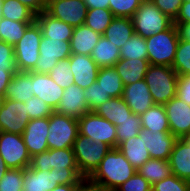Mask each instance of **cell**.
Instances as JSON below:
<instances>
[{"label":"cell","instance_id":"cell-1","mask_svg":"<svg viewBox=\"0 0 190 191\" xmlns=\"http://www.w3.org/2000/svg\"><path fill=\"white\" fill-rule=\"evenodd\" d=\"M137 169L124 157L118 148H111L88 179L115 191L118 186L131 178Z\"/></svg>","mask_w":190,"mask_h":191},{"label":"cell","instance_id":"cell-2","mask_svg":"<svg viewBox=\"0 0 190 191\" xmlns=\"http://www.w3.org/2000/svg\"><path fill=\"white\" fill-rule=\"evenodd\" d=\"M177 79L178 74L171 66L149 65L144 80L155 104L165 105L176 96Z\"/></svg>","mask_w":190,"mask_h":191},{"label":"cell","instance_id":"cell-3","mask_svg":"<svg viewBox=\"0 0 190 191\" xmlns=\"http://www.w3.org/2000/svg\"><path fill=\"white\" fill-rule=\"evenodd\" d=\"M149 64L172 66L179 42L176 25L145 38Z\"/></svg>","mask_w":190,"mask_h":191},{"label":"cell","instance_id":"cell-4","mask_svg":"<svg viewBox=\"0 0 190 191\" xmlns=\"http://www.w3.org/2000/svg\"><path fill=\"white\" fill-rule=\"evenodd\" d=\"M134 31L143 38L169 29L173 20L165 15L151 0H144L132 16Z\"/></svg>","mask_w":190,"mask_h":191},{"label":"cell","instance_id":"cell-5","mask_svg":"<svg viewBox=\"0 0 190 191\" xmlns=\"http://www.w3.org/2000/svg\"><path fill=\"white\" fill-rule=\"evenodd\" d=\"M111 147L103 142H95L78 133L73 145L75 161L80 174L88 178L110 151Z\"/></svg>","mask_w":190,"mask_h":191},{"label":"cell","instance_id":"cell-6","mask_svg":"<svg viewBox=\"0 0 190 191\" xmlns=\"http://www.w3.org/2000/svg\"><path fill=\"white\" fill-rule=\"evenodd\" d=\"M42 36L41 27L35 20L27 27L22 38L14 45L17 71L29 72L35 68L39 58V46Z\"/></svg>","mask_w":190,"mask_h":191},{"label":"cell","instance_id":"cell-7","mask_svg":"<svg viewBox=\"0 0 190 191\" xmlns=\"http://www.w3.org/2000/svg\"><path fill=\"white\" fill-rule=\"evenodd\" d=\"M47 143L49 149L73 148L79 129L76 118L53 112L49 116Z\"/></svg>","mask_w":190,"mask_h":191},{"label":"cell","instance_id":"cell-8","mask_svg":"<svg viewBox=\"0 0 190 191\" xmlns=\"http://www.w3.org/2000/svg\"><path fill=\"white\" fill-rule=\"evenodd\" d=\"M78 121L79 134L117 148L116 126L94 111L82 115Z\"/></svg>","mask_w":190,"mask_h":191},{"label":"cell","instance_id":"cell-9","mask_svg":"<svg viewBox=\"0 0 190 191\" xmlns=\"http://www.w3.org/2000/svg\"><path fill=\"white\" fill-rule=\"evenodd\" d=\"M0 155L9 169H25L31 164V156L20 134L0 132Z\"/></svg>","mask_w":190,"mask_h":191},{"label":"cell","instance_id":"cell-10","mask_svg":"<svg viewBox=\"0 0 190 191\" xmlns=\"http://www.w3.org/2000/svg\"><path fill=\"white\" fill-rule=\"evenodd\" d=\"M70 41L50 40L42 36L39 46V58L32 72L48 74L58 61L71 56Z\"/></svg>","mask_w":190,"mask_h":191},{"label":"cell","instance_id":"cell-11","mask_svg":"<svg viewBox=\"0 0 190 191\" xmlns=\"http://www.w3.org/2000/svg\"><path fill=\"white\" fill-rule=\"evenodd\" d=\"M30 167L35 170H79L73 148L48 149L31 157Z\"/></svg>","mask_w":190,"mask_h":191},{"label":"cell","instance_id":"cell-12","mask_svg":"<svg viewBox=\"0 0 190 191\" xmlns=\"http://www.w3.org/2000/svg\"><path fill=\"white\" fill-rule=\"evenodd\" d=\"M29 121L30 118L24 102L4 99L0 108V132L22 135Z\"/></svg>","mask_w":190,"mask_h":191},{"label":"cell","instance_id":"cell-13","mask_svg":"<svg viewBox=\"0 0 190 191\" xmlns=\"http://www.w3.org/2000/svg\"><path fill=\"white\" fill-rule=\"evenodd\" d=\"M87 6L83 0H50L46 12L73 27L84 24Z\"/></svg>","mask_w":190,"mask_h":191},{"label":"cell","instance_id":"cell-14","mask_svg":"<svg viewBox=\"0 0 190 191\" xmlns=\"http://www.w3.org/2000/svg\"><path fill=\"white\" fill-rule=\"evenodd\" d=\"M170 133L177 139L190 135V105L173 97L165 105Z\"/></svg>","mask_w":190,"mask_h":191},{"label":"cell","instance_id":"cell-15","mask_svg":"<svg viewBox=\"0 0 190 191\" xmlns=\"http://www.w3.org/2000/svg\"><path fill=\"white\" fill-rule=\"evenodd\" d=\"M48 129L49 117L33 119L27 124L22 137L31 157L49 149L47 143Z\"/></svg>","mask_w":190,"mask_h":191},{"label":"cell","instance_id":"cell-16","mask_svg":"<svg viewBox=\"0 0 190 191\" xmlns=\"http://www.w3.org/2000/svg\"><path fill=\"white\" fill-rule=\"evenodd\" d=\"M69 65L74 76V84L82 89L88 88L97 79L99 66L89 55L71 54Z\"/></svg>","mask_w":190,"mask_h":191},{"label":"cell","instance_id":"cell-17","mask_svg":"<svg viewBox=\"0 0 190 191\" xmlns=\"http://www.w3.org/2000/svg\"><path fill=\"white\" fill-rule=\"evenodd\" d=\"M83 91L84 89L75 84H71L69 87L65 88L61 100L54 112L76 119L88 113L89 109L87 108V101Z\"/></svg>","mask_w":190,"mask_h":191},{"label":"cell","instance_id":"cell-18","mask_svg":"<svg viewBox=\"0 0 190 191\" xmlns=\"http://www.w3.org/2000/svg\"><path fill=\"white\" fill-rule=\"evenodd\" d=\"M122 98L138 116L155 104L144 79L124 86Z\"/></svg>","mask_w":190,"mask_h":191},{"label":"cell","instance_id":"cell-19","mask_svg":"<svg viewBox=\"0 0 190 191\" xmlns=\"http://www.w3.org/2000/svg\"><path fill=\"white\" fill-rule=\"evenodd\" d=\"M32 88L35 97L41 98L52 110L58 106L64 89L49 74L32 72Z\"/></svg>","mask_w":190,"mask_h":191},{"label":"cell","instance_id":"cell-20","mask_svg":"<svg viewBox=\"0 0 190 191\" xmlns=\"http://www.w3.org/2000/svg\"><path fill=\"white\" fill-rule=\"evenodd\" d=\"M140 135L144 137V144L151 158L168 161L177 138L170 132L152 133L141 129Z\"/></svg>","mask_w":190,"mask_h":191},{"label":"cell","instance_id":"cell-21","mask_svg":"<svg viewBox=\"0 0 190 191\" xmlns=\"http://www.w3.org/2000/svg\"><path fill=\"white\" fill-rule=\"evenodd\" d=\"M36 21L41 27L42 34L50 40L70 41L74 27L61 20L53 18L46 11L36 15Z\"/></svg>","mask_w":190,"mask_h":191},{"label":"cell","instance_id":"cell-22","mask_svg":"<svg viewBox=\"0 0 190 191\" xmlns=\"http://www.w3.org/2000/svg\"><path fill=\"white\" fill-rule=\"evenodd\" d=\"M172 174L190 182V145L184 139H177L170 154Z\"/></svg>","mask_w":190,"mask_h":191},{"label":"cell","instance_id":"cell-23","mask_svg":"<svg viewBox=\"0 0 190 191\" xmlns=\"http://www.w3.org/2000/svg\"><path fill=\"white\" fill-rule=\"evenodd\" d=\"M101 36L85 24L74 27L73 35L70 39L71 53L90 56Z\"/></svg>","mask_w":190,"mask_h":191},{"label":"cell","instance_id":"cell-24","mask_svg":"<svg viewBox=\"0 0 190 191\" xmlns=\"http://www.w3.org/2000/svg\"><path fill=\"white\" fill-rule=\"evenodd\" d=\"M33 96L32 71H17L14 73L10 83L6 88L4 97L10 100L26 102Z\"/></svg>","mask_w":190,"mask_h":191},{"label":"cell","instance_id":"cell-25","mask_svg":"<svg viewBox=\"0 0 190 191\" xmlns=\"http://www.w3.org/2000/svg\"><path fill=\"white\" fill-rule=\"evenodd\" d=\"M148 59H123L116 64L115 69L120 75L124 86L143 80L149 67Z\"/></svg>","mask_w":190,"mask_h":191},{"label":"cell","instance_id":"cell-26","mask_svg":"<svg viewBox=\"0 0 190 191\" xmlns=\"http://www.w3.org/2000/svg\"><path fill=\"white\" fill-rule=\"evenodd\" d=\"M22 184L23 191H49L58 185L53 169L40 171L30 166L24 169Z\"/></svg>","mask_w":190,"mask_h":191},{"label":"cell","instance_id":"cell-27","mask_svg":"<svg viewBox=\"0 0 190 191\" xmlns=\"http://www.w3.org/2000/svg\"><path fill=\"white\" fill-rule=\"evenodd\" d=\"M96 114L107 119L115 126L130 118L134 113L122 97H111L94 110Z\"/></svg>","mask_w":190,"mask_h":191},{"label":"cell","instance_id":"cell-28","mask_svg":"<svg viewBox=\"0 0 190 191\" xmlns=\"http://www.w3.org/2000/svg\"><path fill=\"white\" fill-rule=\"evenodd\" d=\"M117 148L135 169H139L147 160L151 159L144 144V137L140 134L121 142Z\"/></svg>","mask_w":190,"mask_h":191},{"label":"cell","instance_id":"cell-29","mask_svg":"<svg viewBox=\"0 0 190 191\" xmlns=\"http://www.w3.org/2000/svg\"><path fill=\"white\" fill-rule=\"evenodd\" d=\"M90 56L99 68L114 67L121 59L120 49L104 36L100 37Z\"/></svg>","mask_w":190,"mask_h":191},{"label":"cell","instance_id":"cell-30","mask_svg":"<svg viewBox=\"0 0 190 191\" xmlns=\"http://www.w3.org/2000/svg\"><path fill=\"white\" fill-rule=\"evenodd\" d=\"M134 34L135 31L131 18L114 17L102 36L120 49Z\"/></svg>","mask_w":190,"mask_h":191},{"label":"cell","instance_id":"cell-31","mask_svg":"<svg viewBox=\"0 0 190 191\" xmlns=\"http://www.w3.org/2000/svg\"><path fill=\"white\" fill-rule=\"evenodd\" d=\"M141 117L142 129L152 133L170 132L167 114L164 105L154 104Z\"/></svg>","mask_w":190,"mask_h":191},{"label":"cell","instance_id":"cell-32","mask_svg":"<svg viewBox=\"0 0 190 191\" xmlns=\"http://www.w3.org/2000/svg\"><path fill=\"white\" fill-rule=\"evenodd\" d=\"M137 172L143 176L151 186L172 174L169 161L156 158L147 160L139 169H137Z\"/></svg>","mask_w":190,"mask_h":191},{"label":"cell","instance_id":"cell-33","mask_svg":"<svg viewBox=\"0 0 190 191\" xmlns=\"http://www.w3.org/2000/svg\"><path fill=\"white\" fill-rule=\"evenodd\" d=\"M97 82L111 97H122L124 85L115 67L99 68Z\"/></svg>","mask_w":190,"mask_h":191},{"label":"cell","instance_id":"cell-34","mask_svg":"<svg viewBox=\"0 0 190 191\" xmlns=\"http://www.w3.org/2000/svg\"><path fill=\"white\" fill-rule=\"evenodd\" d=\"M2 17L19 22H34L36 14L18 0H3Z\"/></svg>","mask_w":190,"mask_h":191},{"label":"cell","instance_id":"cell-35","mask_svg":"<svg viewBox=\"0 0 190 191\" xmlns=\"http://www.w3.org/2000/svg\"><path fill=\"white\" fill-rule=\"evenodd\" d=\"M31 23L33 22L12 21L2 17L0 19V40L14 46Z\"/></svg>","mask_w":190,"mask_h":191},{"label":"cell","instance_id":"cell-36","mask_svg":"<svg viewBox=\"0 0 190 191\" xmlns=\"http://www.w3.org/2000/svg\"><path fill=\"white\" fill-rule=\"evenodd\" d=\"M114 17L110 9H88L84 24L100 35H103Z\"/></svg>","mask_w":190,"mask_h":191},{"label":"cell","instance_id":"cell-37","mask_svg":"<svg viewBox=\"0 0 190 191\" xmlns=\"http://www.w3.org/2000/svg\"><path fill=\"white\" fill-rule=\"evenodd\" d=\"M120 58L147 59V46L145 38L135 33L120 48Z\"/></svg>","mask_w":190,"mask_h":191},{"label":"cell","instance_id":"cell-38","mask_svg":"<svg viewBox=\"0 0 190 191\" xmlns=\"http://www.w3.org/2000/svg\"><path fill=\"white\" fill-rule=\"evenodd\" d=\"M171 67L178 76L190 75V41L179 39Z\"/></svg>","mask_w":190,"mask_h":191},{"label":"cell","instance_id":"cell-39","mask_svg":"<svg viewBox=\"0 0 190 191\" xmlns=\"http://www.w3.org/2000/svg\"><path fill=\"white\" fill-rule=\"evenodd\" d=\"M141 129V117L137 114H133L130 118L120 122V125L116 126L117 146L131 137L139 135Z\"/></svg>","mask_w":190,"mask_h":191},{"label":"cell","instance_id":"cell-40","mask_svg":"<svg viewBox=\"0 0 190 191\" xmlns=\"http://www.w3.org/2000/svg\"><path fill=\"white\" fill-rule=\"evenodd\" d=\"M48 74L63 89L74 84V76L70 69L69 59L58 61Z\"/></svg>","mask_w":190,"mask_h":191},{"label":"cell","instance_id":"cell-41","mask_svg":"<svg viewBox=\"0 0 190 191\" xmlns=\"http://www.w3.org/2000/svg\"><path fill=\"white\" fill-rule=\"evenodd\" d=\"M83 94L87 101V108L89 111H94L102 103L108 101L111 96L102 89L101 84L97 80L88 88L84 89Z\"/></svg>","mask_w":190,"mask_h":191},{"label":"cell","instance_id":"cell-42","mask_svg":"<svg viewBox=\"0 0 190 191\" xmlns=\"http://www.w3.org/2000/svg\"><path fill=\"white\" fill-rule=\"evenodd\" d=\"M144 0H109V9L115 17L132 18Z\"/></svg>","mask_w":190,"mask_h":191},{"label":"cell","instance_id":"cell-43","mask_svg":"<svg viewBox=\"0 0 190 191\" xmlns=\"http://www.w3.org/2000/svg\"><path fill=\"white\" fill-rule=\"evenodd\" d=\"M24 169H8L0 180V191H23Z\"/></svg>","mask_w":190,"mask_h":191},{"label":"cell","instance_id":"cell-44","mask_svg":"<svg viewBox=\"0 0 190 191\" xmlns=\"http://www.w3.org/2000/svg\"><path fill=\"white\" fill-rule=\"evenodd\" d=\"M152 191H190V182L171 174L154 184Z\"/></svg>","mask_w":190,"mask_h":191},{"label":"cell","instance_id":"cell-45","mask_svg":"<svg viewBox=\"0 0 190 191\" xmlns=\"http://www.w3.org/2000/svg\"><path fill=\"white\" fill-rule=\"evenodd\" d=\"M24 103L30 120L49 117L54 112L41 98L35 96Z\"/></svg>","mask_w":190,"mask_h":191},{"label":"cell","instance_id":"cell-46","mask_svg":"<svg viewBox=\"0 0 190 191\" xmlns=\"http://www.w3.org/2000/svg\"><path fill=\"white\" fill-rule=\"evenodd\" d=\"M0 70L17 72L14 57V46L0 40Z\"/></svg>","mask_w":190,"mask_h":191},{"label":"cell","instance_id":"cell-47","mask_svg":"<svg viewBox=\"0 0 190 191\" xmlns=\"http://www.w3.org/2000/svg\"><path fill=\"white\" fill-rule=\"evenodd\" d=\"M115 191H152L151 184L138 172L118 186Z\"/></svg>","mask_w":190,"mask_h":191},{"label":"cell","instance_id":"cell-48","mask_svg":"<svg viewBox=\"0 0 190 191\" xmlns=\"http://www.w3.org/2000/svg\"><path fill=\"white\" fill-rule=\"evenodd\" d=\"M165 15L173 21L176 19L183 0H151Z\"/></svg>","mask_w":190,"mask_h":191},{"label":"cell","instance_id":"cell-49","mask_svg":"<svg viewBox=\"0 0 190 191\" xmlns=\"http://www.w3.org/2000/svg\"><path fill=\"white\" fill-rule=\"evenodd\" d=\"M53 170L58 184H79L84 179L79 170Z\"/></svg>","mask_w":190,"mask_h":191},{"label":"cell","instance_id":"cell-50","mask_svg":"<svg viewBox=\"0 0 190 191\" xmlns=\"http://www.w3.org/2000/svg\"><path fill=\"white\" fill-rule=\"evenodd\" d=\"M176 97L190 105V75L178 76Z\"/></svg>","mask_w":190,"mask_h":191},{"label":"cell","instance_id":"cell-51","mask_svg":"<svg viewBox=\"0 0 190 191\" xmlns=\"http://www.w3.org/2000/svg\"><path fill=\"white\" fill-rule=\"evenodd\" d=\"M23 3L29 9H31L36 15L47 10L48 0H18Z\"/></svg>","mask_w":190,"mask_h":191},{"label":"cell","instance_id":"cell-52","mask_svg":"<svg viewBox=\"0 0 190 191\" xmlns=\"http://www.w3.org/2000/svg\"><path fill=\"white\" fill-rule=\"evenodd\" d=\"M190 22V0L183 1L179 13L173 23Z\"/></svg>","mask_w":190,"mask_h":191},{"label":"cell","instance_id":"cell-53","mask_svg":"<svg viewBox=\"0 0 190 191\" xmlns=\"http://www.w3.org/2000/svg\"><path fill=\"white\" fill-rule=\"evenodd\" d=\"M77 191H110V190H107L102 185L90 181L88 178H84L79 183Z\"/></svg>","mask_w":190,"mask_h":191},{"label":"cell","instance_id":"cell-54","mask_svg":"<svg viewBox=\"0 0 190 191\" xmlns=\"http://www.w3.org/2000/svg\"><path fill=\"white\" fill-rule=\"evenodd\" d=\"M12 77L13 73L10 70H0V95L4 96Z\"/></svg>","mask_w":190,"mask_h":191},{"label":"cell","instance_id":"cell-55","mask_svg":"<svg viewBox=\"0 0 190 191\" xmlns=\"http://www.w3.org/2000/svg\"><path fill=\"white\" fill-rule=\"evenodd\" d=\"M173 24L176 25L179 39L190 41V22Z\"/></svg>","mask_w":190,"mask_h":191},{"label":"cell","instance_id":"cell-56","mask_svg":"<svg viewBox=\"0 0 190 191\" xmlns=\"http://www.w3.org/2000/svg\"><path fill=\"white\" fill-rule=\"evenodd\" d=\"M88 9H109V0H83Z\"/></svg>","mask_w":190,"mask_h":191},{"label":"cell","instance_id":"cell-57","mask_svg":"<svg viewBox=\"0 0 190 191\" xmlns=\"http://www.w3.org/2000/svg\"><path fill=\"white\" fill-rule=\"evenodd\" d=\"M79 184H58L55 188L49 191H77Z\"/></svg>","mask_w":190,"mask_h":191},{"label":"cell","instance_id":"cell-58","mask_svg":"<svg viewBox=\"0 0 190 191\" xmlns=\"http://www.w3.org/2000/svg\"><path fill=\"white\" fill-rule=\"evenodd\" d=\"M9 168L7 167L4 159L2 158V156L0 155V180L2 179V177L5 175V173L7 172Z\"/></svg>","mask_w":190,"mask_h":191},{"label":"cell","instance_id":"cell-59","mask_svg":"<svg viewBox=\"0 0 190 191\" xmlns=\"http://www.w3.org/2000/svg\"><path fill=\"white\" fill-rule=\"evenodd\" d=\"M2 6H3V0H0V19L2 18Z\"/></svg>","mask_w":190,"mask_h":191},{"label":"cell","instance_id":"cell-60","mask_svg":"<svg viewBox=\"0 0 190 191\" xmlns=\"http://www.w3.org/2000/svg\"><path fill=\"white\" fill-rule=\"evenodd\" d=\"M5 97L3 95H0V108L3 105Z\"/></svg>","mask_w":190,"mask_h":191},{"label":"cell","instance_id":"cell-61","mask_svg":"<svg viewBox=\"0 0 190 191\" xmlns=\"http://www.w3.org/2000/svg\"><path fill=\"white\" fill-rule=\"evenodd\" d=\"M190 145V135L183 138Z\"/></svg>","mask_w":190,"mask_h":191}]
</instances>
